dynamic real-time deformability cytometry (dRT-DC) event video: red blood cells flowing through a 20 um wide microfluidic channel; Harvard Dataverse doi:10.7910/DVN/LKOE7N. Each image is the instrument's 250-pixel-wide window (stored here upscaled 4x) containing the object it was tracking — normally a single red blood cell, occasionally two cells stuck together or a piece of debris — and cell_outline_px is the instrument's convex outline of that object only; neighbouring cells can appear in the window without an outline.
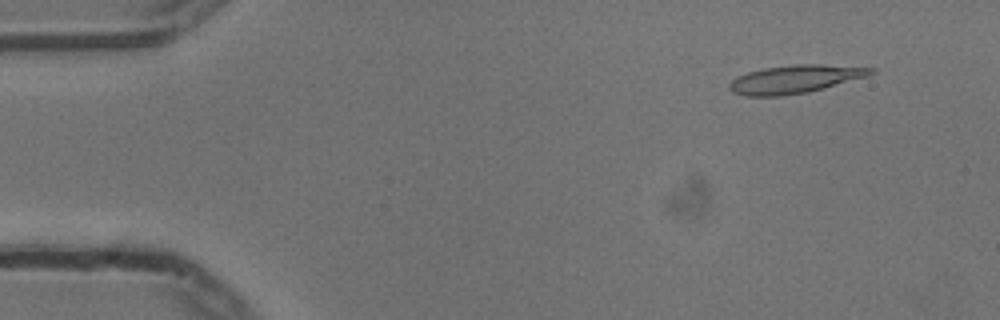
{"species": "common noctule bat (a hibernating species)", "species_latin": "Nyctalus noctula", "temperature_condition": "cold", "stored_images_in_passage": 54, "camera_frame_rate_fps": 3000, "um_per_image_px": 0.085, "animal": {"sex": "male", "body_mass_g": 13.3}, "frame": {"image": 1, "passage_image": 5, "time_ms": 1.333, "image_size_px": [1000, 320], "cell_outline_px": [[876, 72], [868, 76], [808, 92], [784, 96], [748, 96], [732, 92], [728, 88], [728, 84], [736, 76], [748, 72], [764, 68], [792, 64], [820, 64], [876, 68]], "centroid_in_image_um": [67.56, 6.72], "position_along_channel_um": 17.4, "area_um2": 23.29}}
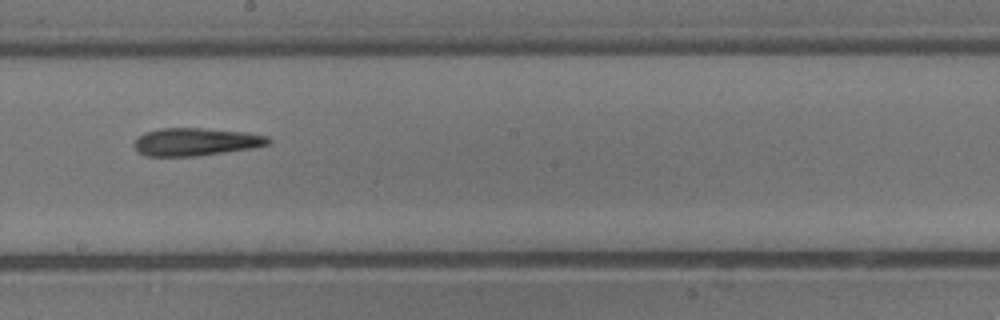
{"frame": {"image": 2, "passage_image": 30, "time_ms": 9.667, "image_size_px": [1000, 320], "cell_outline_px": [[272, 144], [256, 148], [196, 156], [148, 156], [140, 152], [136, 148], [136, 140], [144, 132], [160, 128], [200, 128], [248, 132], [268, 136], [272, 140]], "centroid_in_image_um": [16.75, 12.05], "position_along_channel_um": 231.4, "area_um2": 21.79}}
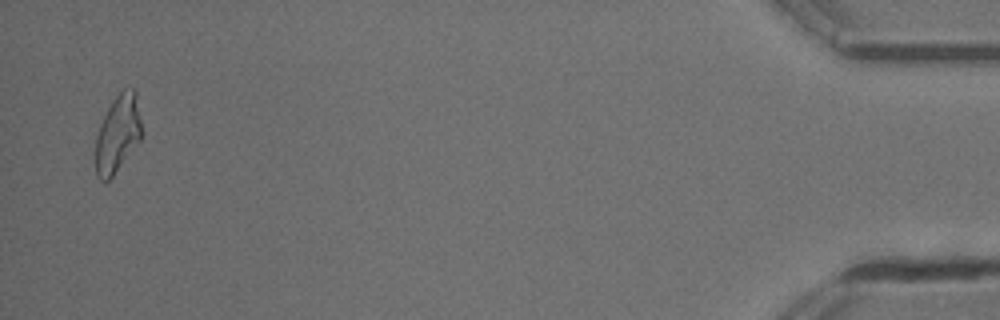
{"frame": {"image": 3, "passage_image": 53, "time_ms": 17.333, "image_size_px": [1000, 320], "cell_outline_px": [[144, 132], [140, 140], [112, 176], [108, 180], [100, 180], [96, 176], [96, 136], [100, 124], [112, 100], [124, 88], [132, 88], [136, 92]], "centroid_in_image_um": [10.04, 11.33], "position_along_channel_um": 425.2, "area_um2": 20.81}}